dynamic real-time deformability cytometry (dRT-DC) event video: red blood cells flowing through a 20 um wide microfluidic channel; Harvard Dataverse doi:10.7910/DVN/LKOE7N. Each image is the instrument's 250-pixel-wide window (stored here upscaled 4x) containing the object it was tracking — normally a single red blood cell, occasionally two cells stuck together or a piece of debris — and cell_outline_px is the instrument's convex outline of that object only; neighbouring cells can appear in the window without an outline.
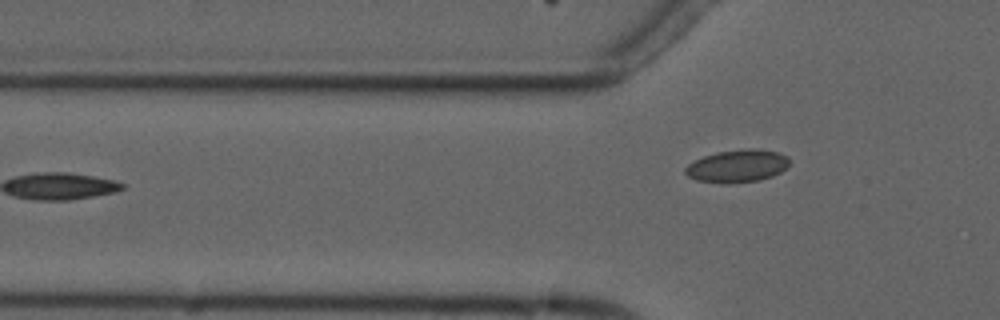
{"species": "common noctule bat (a hibernating species)", "species_latin": "Nyctalus noctula", "temperature_condition": "cold", "stored_images_in_passage": 2, "camera_frame_rate_fps": 3000, "um_per_image_px": 0.085, "animal": {"sex": "male", "forearm_length_mm": 52.5}, "frame": {"image": 1, "passage_image": 2, "time_ms": 1.333, "image_size_px": [1000, 320], "cell_outline_px": [[788, 164], [780, 172], [772, 176], [760, 180], [728, 184], [720, 184], [696, 180], [688, 176], [684, 172], [684, 168], [688, 164], [704, 156], [716, 152], [748, 148], [756, 148], [780, 152], [788, 156]], "centroid_in_image_um": [62.66, 14.11], "position_along_channel_um": 63.1, "area_um2": 20.0}}